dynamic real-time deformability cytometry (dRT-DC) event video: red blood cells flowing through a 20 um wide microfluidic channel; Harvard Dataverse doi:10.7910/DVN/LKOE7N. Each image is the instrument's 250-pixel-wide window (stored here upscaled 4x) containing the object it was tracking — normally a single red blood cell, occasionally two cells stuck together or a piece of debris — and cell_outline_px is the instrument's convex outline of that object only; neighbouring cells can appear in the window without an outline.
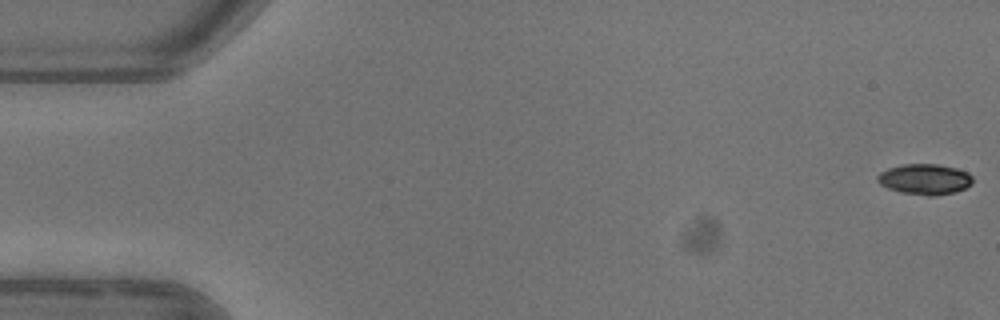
{"species": "common noctule bat (a hibernating species)", "species_latin": "Nyctalus noctula", "temperature_condition": "warm", "stored_images_in_passage": 5, "camera_frame_rate_fps": 3000, "um_per_image_px": 0.085, "animal": {"sex": "female"}, "frame": {"image": 1, "passage_image": 1, "time_ms": 0.0, "image_size_px": [1000, 320], "cell_outline_px": [[972, 184], [956, 192], [936, 196], [928, 196], [900, 192], [888, 188], [880, 184], [876, 180], [876, 176], [880, 172], [888, 168], [904, 164], [936, 164], [956, 168], [968, 172], [972, 176]], "centroid_in_image_um": [78.6, 15.24], "position_along_channel_um": 6.4, "area_um2": 17.11}}